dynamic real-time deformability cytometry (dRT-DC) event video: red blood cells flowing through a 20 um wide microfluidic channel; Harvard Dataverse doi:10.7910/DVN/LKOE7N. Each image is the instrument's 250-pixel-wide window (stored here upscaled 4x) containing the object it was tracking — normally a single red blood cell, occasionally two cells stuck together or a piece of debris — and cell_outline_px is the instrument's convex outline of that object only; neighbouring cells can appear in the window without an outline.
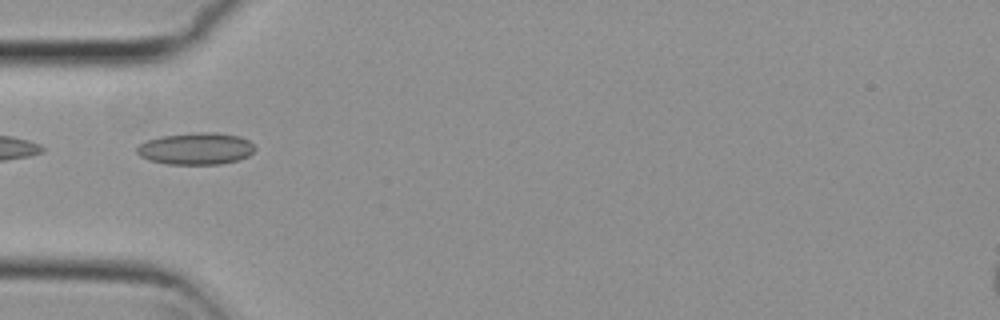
{"species": "common noctule bat (a hibernating species)", "species_latin": "Nyctalus noctula", "temperature_condition": "cold", "stored_images_in_passage": 38, "camera_frame_rate_fps": 3000, "um_per_image_px": 0.085, "animal": {"sex": "female", "body_mass_g": 29.2, "forearm_length_mm": 56.3}, "frame": {"image": 1, "passage_image": 1, "time_ms": 0.0, "image_size_px": [1000, 320], "cell_outline_px": [[256, 148], [248, 156], [236, 160], [220, 164], [168, 164], [148, 160], [140, 156], [136, 152], [136, 148], [140, 144], [148, 140], [160, 136], [196, 132], [216, 132], [240, 136], [248, 140]], "centroid_in_image_um": [16.64, 12.63], "position_along_channel_um": 68.4, "area_um2": 21.96}}
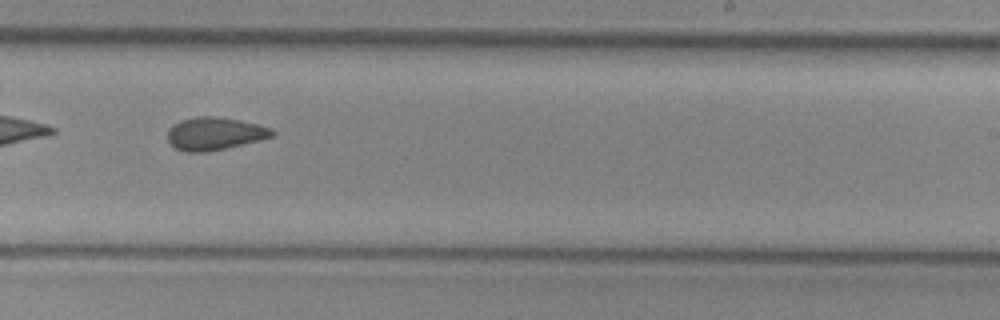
{"frame": {"image": 2, "passage_image": 17, "time_ms": 5.333, "image_size_px": [1000, 320], "cell_outline_px": [[276, 132], [272, 136], [260, 140], [224, 148], [204, 152], [184, 152], [172, 148], [168, 144], [168, 128], [172, 124], [180, 120], [196, 116], [216, 116], [240, 120], [272, 128]], "centroid_in_image_um": [18.18, 11.35], "position_along_channel_um": 270.8, "area_um2": 20.17}}
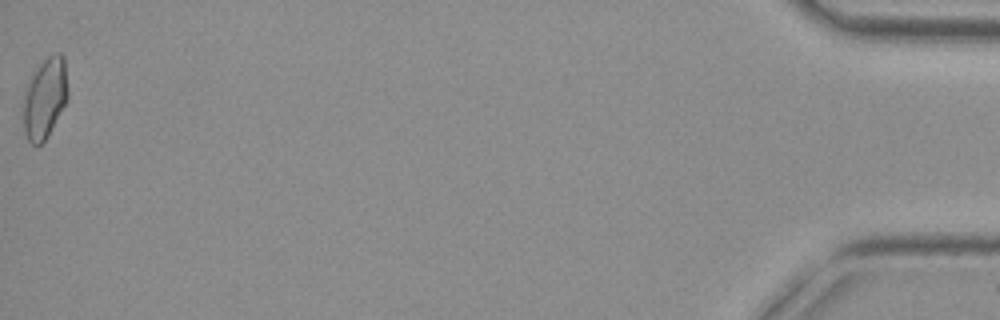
{"frame": {"image": 3, "passage_image": 38, "time_ms": 12.333, "image_size_px": [1000, 320], "cell_outline_px": [[68, 100], [44, 140], [40, 144], [32, 144], [28, 140], [24, 132], [24, 96], [32, 76], [40, 64], [52, 52], [60, 52], [64, 56], [68, 88]], "centroid_in_image_um": [3.85, 8.3], "position_along_channel_um": 431.3, "area_um2": 20.58}, "authors_computed_cell_mechanics": {"area_um2": 19.8254, "velocity_mm_per_s": 3.7979, "shape_relaxation_time_tau1_ms": null, "shape_relaxation_time_tau2_ms": 3.3965, "deformation_change_tau1": null, "deformation_change_tau2": 0.0976}}